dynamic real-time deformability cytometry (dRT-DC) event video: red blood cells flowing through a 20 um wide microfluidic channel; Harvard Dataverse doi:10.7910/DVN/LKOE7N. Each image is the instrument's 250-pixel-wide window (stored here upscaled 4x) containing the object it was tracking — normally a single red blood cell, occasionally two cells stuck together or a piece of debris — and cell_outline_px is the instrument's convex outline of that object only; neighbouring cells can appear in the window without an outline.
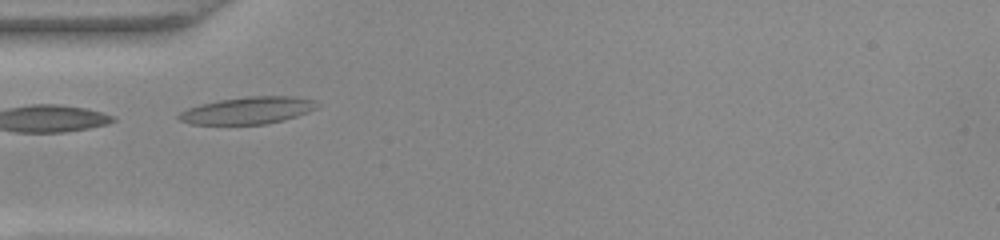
{"species": "common noctule bat (a hibernating species)", "species_latin": "Nyctalus noctula", "temperature_condition": "warm", "stored_images_in_passage": 37, "camera_frame_rate_fps": 3000, "um_per_image_px": 0.085, "animal": {"sex": "female", "body_mass_g": 22.0, "forearm_length_mm": 56.7}, "frame": {"image": 1, "passage_image": 1, "time_ms": 0.0, "image_size_px": [1000, 240], "cell_outline_px": [[320, 104], [316, 108], [308, 112], [284, 120], [268, 124], [192, 124], [180, 120], [176, 116], [180, 112], [188, 108], [200, 104], [220, 100], [244, 96], [292, 96], [316, 100]], "centroid_in_image_um": [21.09, 9.38], "position_along_channel_um": 63.9, "area_um2": 21.91}}
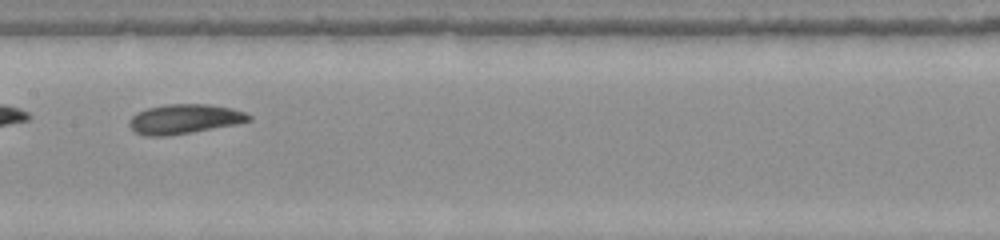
{"frame": {"image": 2, "passage_image": 11, "time_ms": 3.333, "image_size_px": [1000, 240], "cell_outline_px": [[252, 120], [236, 124], [192, 132], [168, 136], [144, 136], [136, 132], [128, 124], [128, 120], [136, 112], [148, 108], [164, 104], [208, 104], [232, 108], [244, 112], [252, 116]], "centroid_in_image_um": [15.66, 10.11], "position_along_channel_um": 191.7, "area_um2": 20.69}}
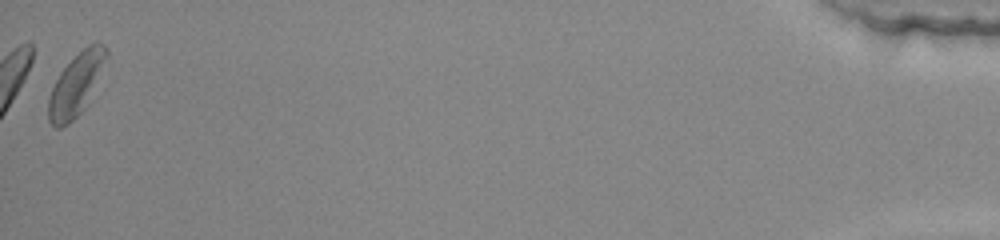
{"frame": {"image": 3, "passage_image": 37, "time_ms": 12.0, "image_size_px": [1000, 240], "cell_outline_px": [[108, 56], [84, 108], [68, 124], [60, 128], [56, 128], [48, 120], [48, 100], [52, 88], [60, 72], [88, 44], [96, 40], [104, 44], [108, 48]], "centroid_in_image_um": [6.47, 7.16], "position_along_channel_um": 428.7, "area_um2": 20.52}, "authors_computed_cell_mechanics": {"area_um2": 20.1722, "velocity_mm_per_s": 3.8596, "shape_relaxation_time_tau1_ms": 5.635, "shape_relaxation_time_tau2_ms": 3.1354, "deformation_change_tau1": 0.1304, "deformation_change_tau2": 0.0876}}